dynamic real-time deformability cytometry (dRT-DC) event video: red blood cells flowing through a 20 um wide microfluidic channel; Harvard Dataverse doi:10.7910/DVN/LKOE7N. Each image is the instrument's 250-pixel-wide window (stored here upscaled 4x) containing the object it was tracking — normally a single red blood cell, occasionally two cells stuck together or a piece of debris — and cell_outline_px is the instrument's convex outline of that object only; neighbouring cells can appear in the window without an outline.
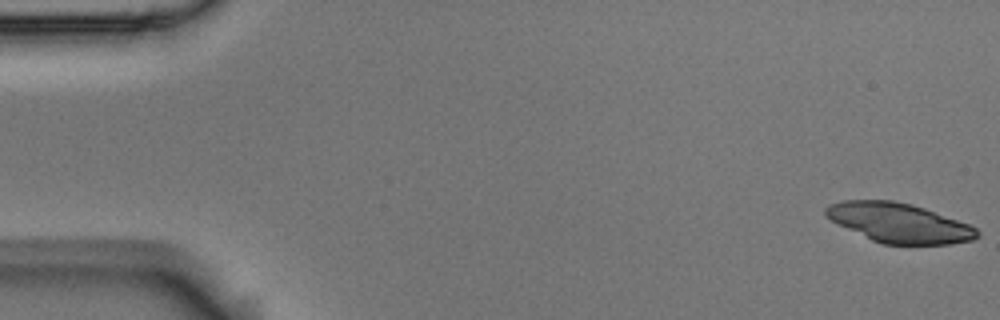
{"species": "Egyptian fruit bat (a non-hibernating species)", "species_latin": "Rousettus aegyptiacus", "temperature_condition": "room temperature", "stored_images_in_passage": 33, "camera_frame_rate_fps": 3000, "um_per_image_px": 0.085, "animal": {"sex": "male"}, "frame": {"image": 1, "passage_image": 1, "time_ms": 0.0, "image_size_px": [1000, 320], "cell_outline_px": [[980, 236], [972, 240], [948, 244], [884, 244], [872, 240], [836, 224], [824, 216], [824, 208], [828, 204], [844, 200], [892, 200], [912, 204], [924, 208], [968, 224], [976, 228], [980, 232]], "centroid_in_image_um": [76.37, 18.93], "position_along_channel_um": 8.6, "area_um2": 34.85}}
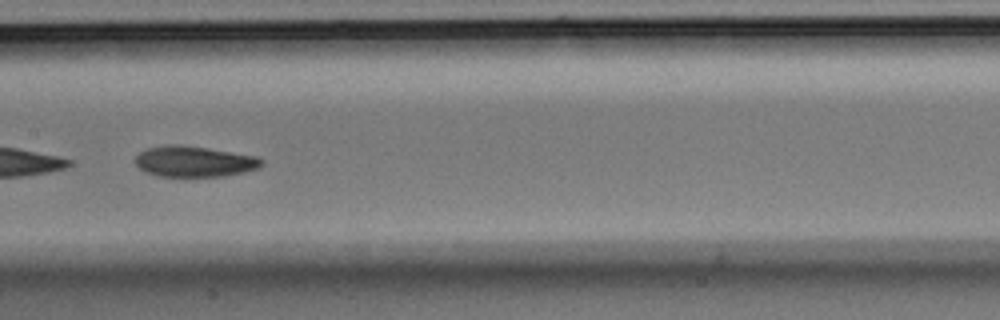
{"frame": {"image": 2, "passage_image": 28, "time_ms": 9.0, "image_size_px": [1000, 320], "cell_outline_px": [[264, 164], [260, 168], [244, 172], [224, 176], [156, 176], [140, 168], [136, 164], [136, 156], [140, 152], [148, 148], [164, 144], [180, 144], [208, 148], [256, 156], [264, 160]], "centroid_in_image_um": [16.54, 13.72], "position_along_channel_um": 190.9, "area_um2": 22.72}}